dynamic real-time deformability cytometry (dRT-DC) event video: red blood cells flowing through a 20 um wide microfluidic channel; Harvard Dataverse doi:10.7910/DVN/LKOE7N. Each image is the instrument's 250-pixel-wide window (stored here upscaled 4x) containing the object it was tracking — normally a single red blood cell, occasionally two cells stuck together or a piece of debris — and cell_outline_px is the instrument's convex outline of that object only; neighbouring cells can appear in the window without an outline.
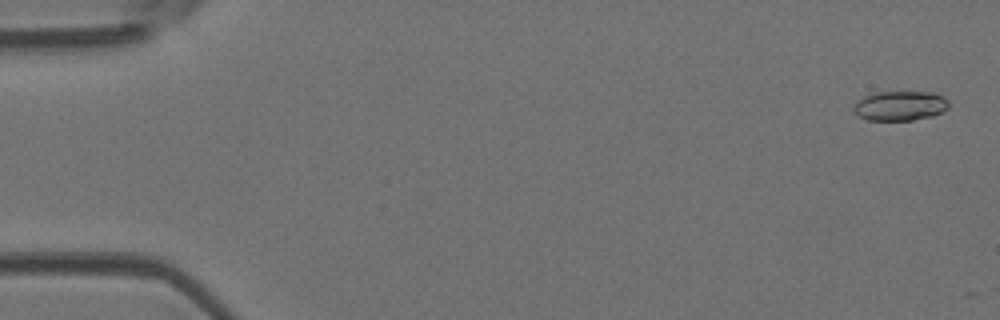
{"species": "Egyptian fruit bat (a non-hibernating species)", "species_latin": "Rousettus aegyptiacus", "temperature_condition": "room temperature", "stored_images_in_passage": 2, "camera_frame_rate_fps": 3000, "um_per_image_px": 0.085, "animal": {"sex": "female"}, "frame": {"image": 1, "passage_image": 1, "time_ms": 0.0, "image_size_px": [1000, 320], "cell_outline_px": [[948, 108], [932, 116], [912, 120], [868, 120], [860, 116], [852, 108], [864, 96], [872, 92], [932, 92], [948, 100]], "centroid_in_image_um": [76.51, 8.99], "position_along_channel_um": 8.5, "area_um2": 16.18}}